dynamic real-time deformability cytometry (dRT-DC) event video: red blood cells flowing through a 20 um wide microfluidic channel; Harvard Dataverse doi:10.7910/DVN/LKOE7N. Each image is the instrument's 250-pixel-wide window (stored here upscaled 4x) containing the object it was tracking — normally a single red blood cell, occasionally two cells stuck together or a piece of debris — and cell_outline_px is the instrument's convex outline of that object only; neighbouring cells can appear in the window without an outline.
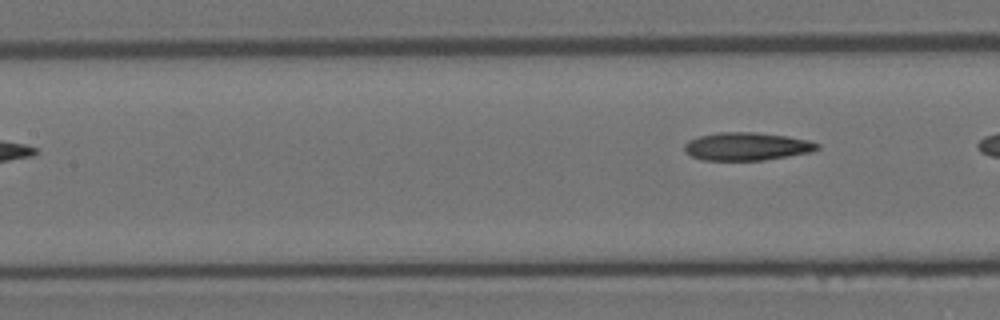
{"species": "Egyptian fruit bat (a non-hibernating species)", "species_latin": "Rousettus aegyptiacus", "temperature_condition": "room temperature", "stored_images_in_passage": 7, "camera_frame_rate_fps": 3000, "um_per_image_px": 0.085, "animal": {"sex": "female"}, "frame": {"image": 1, "passage_image": 7, "time_ms": 7.0, "image_size_px": [1000, 320], "cell_outline_px": [[820, 148], [808, 152], [788, 156], [764, 160], [700, 160], [684, 152], [684, 144], [688, 140], [700, 136], [720, 132], [756, 132], [788, 136], [808, 140], [820, 144]], "centroid_in_image_um": [63.45, 12.44], "position_along_channel_um": 143.9, "area_um2": 21.68}}